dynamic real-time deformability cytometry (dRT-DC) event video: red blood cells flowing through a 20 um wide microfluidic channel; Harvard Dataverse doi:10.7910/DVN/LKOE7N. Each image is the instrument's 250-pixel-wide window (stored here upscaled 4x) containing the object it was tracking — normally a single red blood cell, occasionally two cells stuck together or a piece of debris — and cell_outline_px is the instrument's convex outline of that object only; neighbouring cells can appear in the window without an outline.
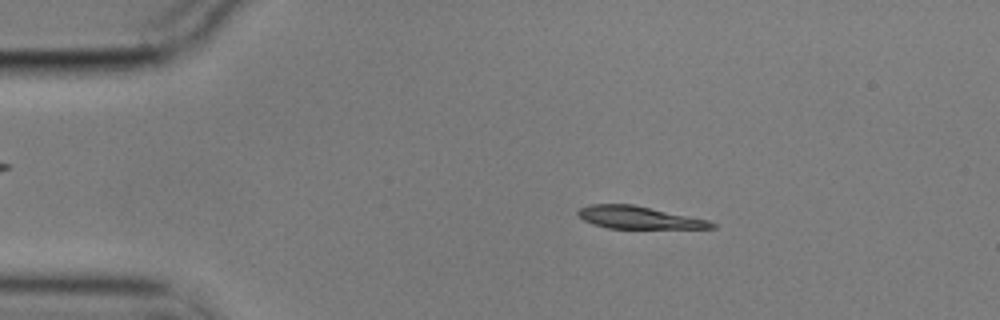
{"species": "common noctule bat (a hibernating species)", "species_latin": "Nyctalus noctula", "temperature_condition": "cold", "stored_images_in_passage": 55, "camera_frame_rate_fps": 3000, "um_per_image_px": 0.085, "animal": {"sex": "male", "body_mass_g": 17.9}, "frame": {"image": 1, "passage_image": 9, "time_ms": 2.667, "image_size_px": [1000, 320], "cell_outline_px": [[716, 228], [608, 228], [592, 224], [584, 220], [576, 212], [580, 208], [588, 204], [632, 204], [708, 220], [716, 224]], "centroid_in_image_um": [54.26, 18.49], "position_along_channel_um": 30.7, "area_um2": 17.28}}
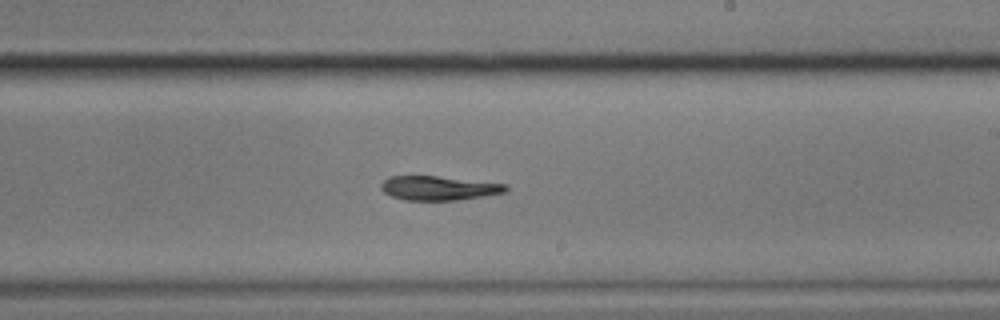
{"frame": {"image": 2, "passage_image": 32, "time_ms": 10.333, "image_size_px": [1000, 320], "cell_outline_px": [[508, 192], [460, 200], [404, 200], [392, 196], [384, 192], [380, 188], [380, 184], [388, 176], [436, 176], [508, 184]], "centroid_in_image_um": [37.31, 15.99], "position_along_channel_um": 251.7, "area_um2": 17.69}}
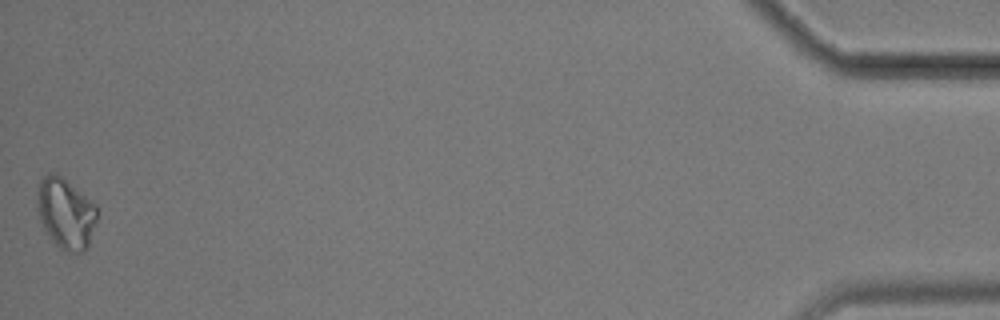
{"frame": {"image": 3, "passage_image": 55, "time_ms": 18.0, "image_size_px": [1000, 320], "cell_outline_px": [[96, 220], [88, 248], [84, 252], [64, 252], [44, 232], [40, 220], [36, 200], [36, 192], [40, 180], [48, 172], [56, 172], [96, 204]], "centroid_in_image_um": [5.56, 18.14], "position_along_channel_um": 429.6, "area_um2": 24.91}, "authors_computed_cell_mechanics": {"area_um2": 18.8428, "velocity_mm_per_s": 3.526, "shape_relaxation_time_tau1_ms": 5.6674, "shape_relaxation_time_tau2_ms": null, "deformation_change_tau1": 0.1118, "deformation_change_tau2": null}}